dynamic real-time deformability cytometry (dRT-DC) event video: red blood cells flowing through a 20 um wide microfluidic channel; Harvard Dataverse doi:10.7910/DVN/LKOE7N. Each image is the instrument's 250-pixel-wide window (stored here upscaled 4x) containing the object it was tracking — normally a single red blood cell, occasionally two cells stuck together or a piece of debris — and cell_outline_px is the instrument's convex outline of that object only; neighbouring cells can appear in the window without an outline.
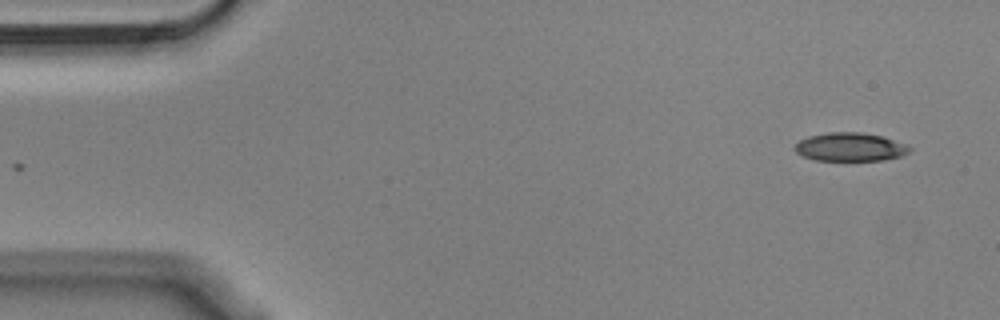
{"species": "Egyptian fruit bat (a non-hibernating species)", "species_latin": "Rousettus aegyptiacus", "temperature_condition": "cold", "stored_images_in_passage": 35, "camera_frame_rate_fps": 3000, "um_per_image_px": 0.085, "animal": {"sex": "male"}, "frame": {"image": 1, "passage_image": 1, "time_ms": 0.0, "image_size_px": [1000, 320], "cell_outline_px": [[912, 148], [908, 152], [900, 156], [880, 160], [816, 160], [804, 156], [796, 152], [796, 144], [800, 140], [808, 136], [828, 132], [860, 132], [884, 136], [904, 144]], "centroid_in_image_um": [72.26, 12.48], "position_along_channel_um": 12.7, "area_um2": 18.79}}
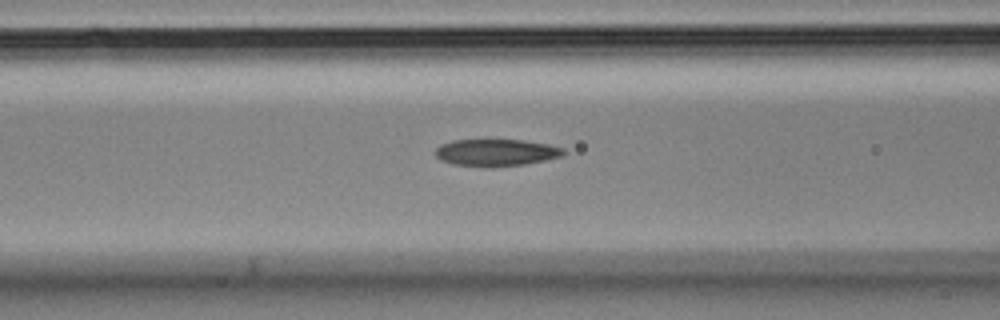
{"frame": {"image": 2, "passage_image": 19, "time_ms": 6.0, "image_size_px": [1000, 320], "cell_outline_px": [[564, 152], [560, 156], [544, 160], [524, 164], [492, 168], [484, 168], [452, 164], [440, 160], [436, 156], [436, 148], [440, 144], [452, 140], [524, 140], [548, 144], [564, 148]], "centroid_in_image_um": [42.12, 12.98], "position_along_channel_um": 124.5, "area_um2": 20.35}}
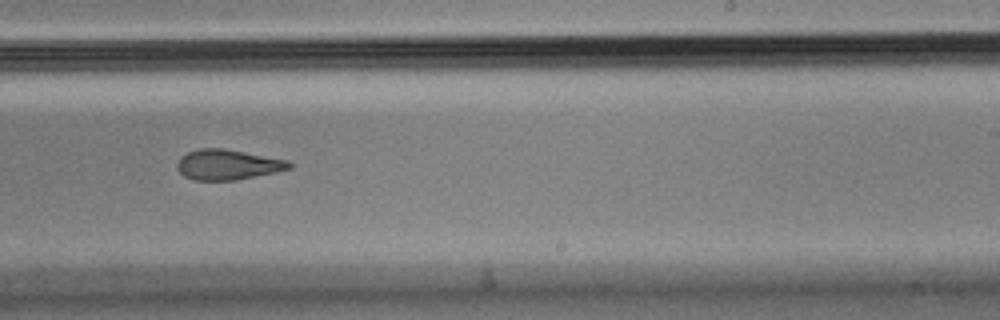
{"frame": {"image": 3, "passage_image": 31, "time_ms": 10.0, "image_size_px": [1000, 320], "cell_outline_px": [[292, 168], [276, 172], [236, 180], [192, 180], [184, 176], [176, 168], [176, 164], [180, 156], [188, 152], [200, 148], [224, 148], [288, 160], [292, 164]], "centroid_in_image_um": [19.33, 13.99], "position_along_channel_um": 269.7, "area_um2": 19.88}}